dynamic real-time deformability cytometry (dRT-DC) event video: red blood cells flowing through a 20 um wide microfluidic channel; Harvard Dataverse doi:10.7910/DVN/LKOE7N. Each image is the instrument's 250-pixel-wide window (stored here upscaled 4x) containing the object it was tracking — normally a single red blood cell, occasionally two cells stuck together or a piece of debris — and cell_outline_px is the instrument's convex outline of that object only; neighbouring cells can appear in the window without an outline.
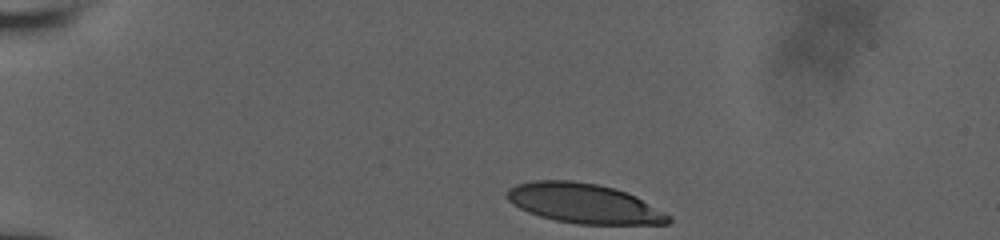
{"species": "human", "species_latin": "Homo sapiens", "temperature_condition": "room temperature", "stored_images_in_passage": 36, "camera_frame_rate_fps": 3000, "um_per_image_px": 0.085, "donor": {"sex": "male"}, "frame": {"image": 1, "passage_image": 1, "time_ms": 0.0, "image_size_px": [1000, 240], "cell_outline_px": [[672, 220], [668, 224], [576, 224], [556, 220], [540, 216], [528, 212], [512, 204], [504, 196], [504, 192], [508, 188], [516, 184], [532, 180], [572, 180], [596, 184], [612, 188], [636, 196], [672, 216]], "centroid_in_image_um": [49.6, 17.29], "position_along_channel_um": 35.4, "area_um2": 37.51}}
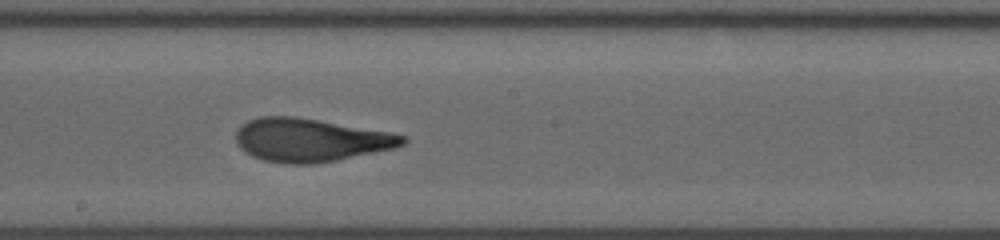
{"frame": {"image": 2, "passage_image": 21, "time_ms": 6.667, "image_size_px": [1000, 240], "cell_outline_px": [[408, 140], [404, 144], [392, 148], [336, 160], [316, 164], [284, 164], [264, 160], [252, 156], [244, 152], [236, 144], [236, 132], [240, 124], [248, 120], [260, 116], [296, 116], [388, 132], [404, 136]], "centroid_in_image_um": [26.3, 11.9], "position_along_channel_um": 221.9, "area_um2": 41.91}}
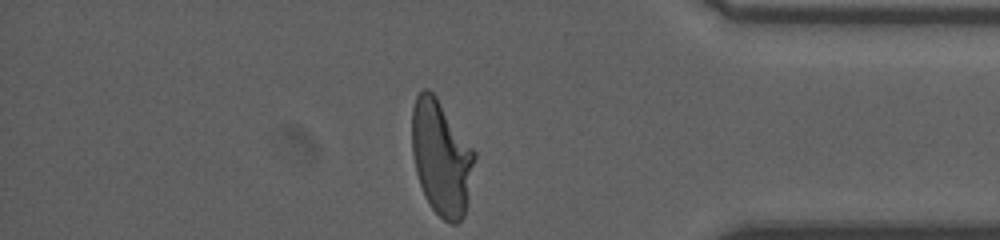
{"frame": {"image": 3, "passage_image": 36, "time_ms": 11.667, "image_size_px": [1000, 240], "cell_outline_px": [[476, 156], [464, 216], [456, 224], [452, 224], [444, 220], [432, 208], [424, 196], [416, 172], [412, 156], [412, 108], [416, 96], [424, 88], [428, 88], [436, 96], [476, 152]], "centroid_in_image_um": [37.5, 13.39], "position_along_channel_um": 397.7, "area_um2": 41.79}, "authors_computed_cell_mechanics": {"area_um2": 41.1825, "velocity_mm_per_s": 3.9142, "shape_relaxation_time_tau1_ms": 5.0439, "shape_relaxation_time_tau2_ms": 1.0647, "deformation_change_tau1": 0.2322, "deformation_change_tau2": 0.0766}}